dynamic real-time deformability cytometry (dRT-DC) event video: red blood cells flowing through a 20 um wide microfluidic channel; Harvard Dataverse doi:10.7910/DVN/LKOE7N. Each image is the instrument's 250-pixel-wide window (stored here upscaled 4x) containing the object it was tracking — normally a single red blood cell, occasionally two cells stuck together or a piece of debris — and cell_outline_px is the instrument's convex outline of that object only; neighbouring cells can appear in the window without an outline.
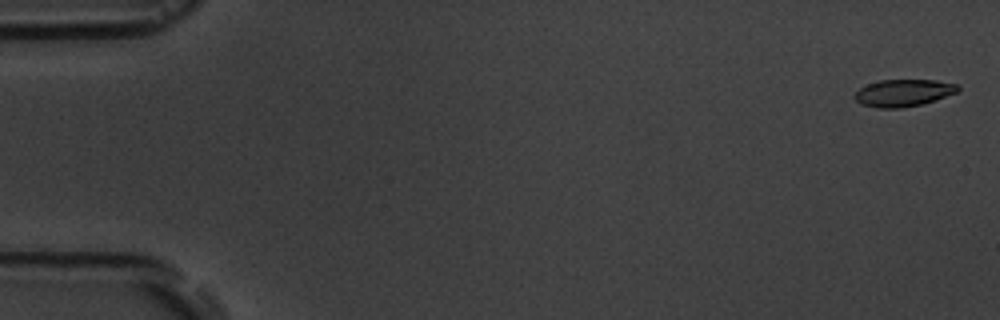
{"species": "common noctule bat (a hibernating species)", "species_latin": "Nyctalus noctula", "temperature_condition": "room temperature", "stored_images_in_passage": 5, "camera_frame_rate_fps": 3000, "um_per_image_px": 0.085, "animal": {"sex": "male", "body_mass_g": 19.5, "forearm_length_mm": 54.6}, "frame": {"image": 1, "passage_image": 1, "time_ms": 0.0, "image_size_px": [1000, 320], "cell_outline_px": [[960, 88], [956, 92], [936, 100], [920, 104], [900, 108], [876, 108], [860, 104], [852, 96], [860, 88], [868, 84], [880, 80], [936, 80], [956, 84]], "centroid_in_image_um": [76.75, 7.9], "position_along_channel_um": 8.2, "area_um2": 16.24}}
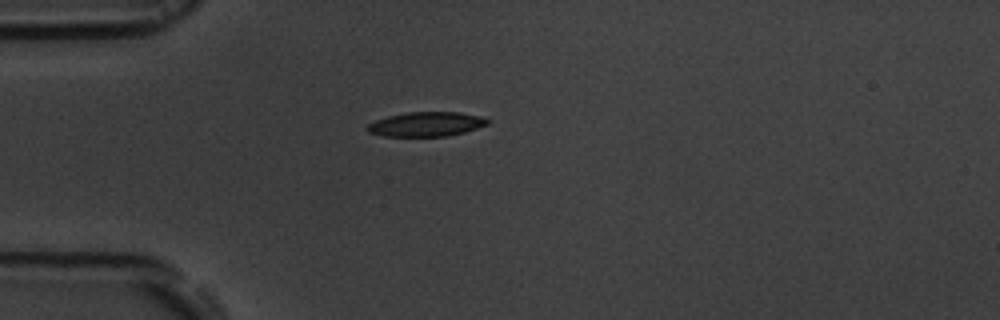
{"frame": {"image": 2, "passage_image": 5, "time_ms": 4.667, "image_size_px": [1000, 320], "cell_outline_px": [[492, 120], [488, 124], [464, 132], [448, 136], [384, 136], [368, 132], [364, 128], [368, 124], [376, 120], [388, 116], [408, 112], [460, 112], [480, 116]], "centroid_in_image_um": [36.23, 10.55], "position_along_channel_um": 48.8, "area_um2": 17.17}}